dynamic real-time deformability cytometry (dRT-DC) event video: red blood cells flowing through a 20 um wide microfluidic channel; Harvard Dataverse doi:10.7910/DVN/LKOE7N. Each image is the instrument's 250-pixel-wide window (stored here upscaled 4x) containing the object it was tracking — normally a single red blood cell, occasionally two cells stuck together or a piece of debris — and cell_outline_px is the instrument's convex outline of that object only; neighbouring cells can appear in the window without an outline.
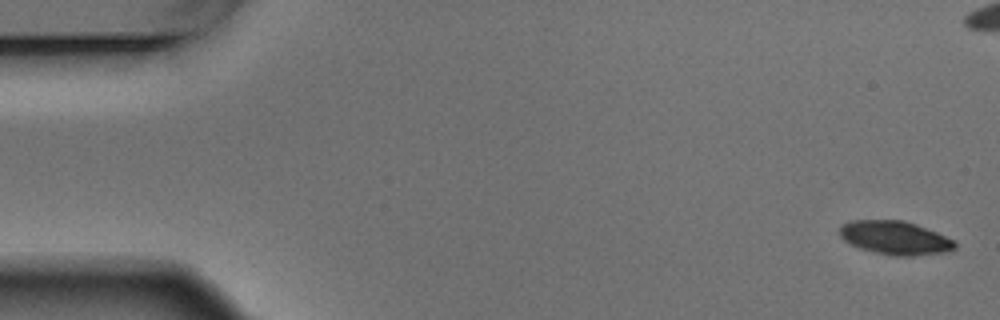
{"species": "Egyptian fruit bat (a non-hibernating species)", "species_latin": "Rousettus aegyptiacus", "temperature_condition": "warm", "stored_images_in_passage": 5, "camera_frame_rate_fps": 3000, "um_per_image_px": 0.085, "animal": {"sex": "male"}, "frame": {"image": 1, "passage_image": 1, "time_ms": 0.0, "image_size_px": [1000, 320], "cell_outline_px": [[956, 248], [948, 252], [916, 256], [896, 256], [872, 252], [860, 248], [844, 240], [840, 236], [840, 224], [852, 220], [900, 220], [916, 224], [956, 240]], "centroid_in_image_um": [76.1, 20.22], "position_along_channel_um": 8.9, "area_um2": 22.72}}